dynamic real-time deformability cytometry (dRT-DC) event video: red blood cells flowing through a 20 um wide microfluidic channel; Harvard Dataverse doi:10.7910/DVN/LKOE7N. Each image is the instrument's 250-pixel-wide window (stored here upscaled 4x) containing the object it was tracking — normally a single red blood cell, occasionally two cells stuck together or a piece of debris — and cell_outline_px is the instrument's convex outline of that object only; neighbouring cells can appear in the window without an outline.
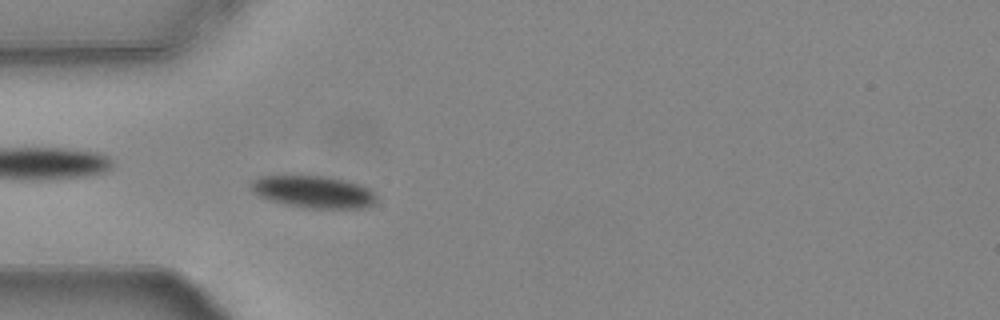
{"species": "common noctule bat (a hibernating species)", "species_latin": "Nyctalus noctula", "temperature_condition": "warm", "stored_images_in_passage": 55, "camera_frame_rate_fps": 3000, "um_per_image_px": 0.085, "animal": {"sex": "female", "body_mass_g": 24.6, "forearm_length_mm": 56.2}, "frame": {"image": 1, "passage_image": 16, "time_ms": 5.0, "image_size_px": [1000, 320], "cell_outline_px": [[376, 204], [368, 208], [304, 208], [272, 200], [260, 196], [252, 188], [252, 180], [260, 176], [324, 176], [344, 180], [360, 184], [368, 188], [376, 196]], "centroid_in_image_um": [26.72, 16.31], "position_along_channel_um": 58.3, "area_um2": 23.24}}
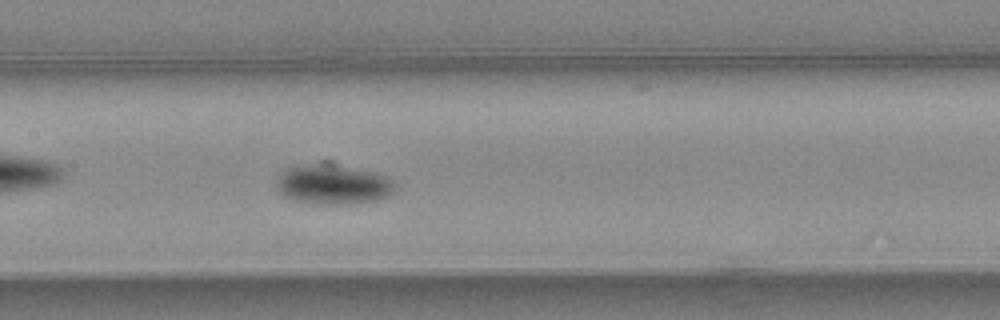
{"frame": {"image": 2, "passage_image": 26, "time_ms": 8.333, "image_size_px": [1000, 320], "cell_outline_px": [[396, 188], [388, 196], [376, 200], [352, 204], [324, 204], [292, 200], [284, 196], [276, 188], [276, 176], [284, 168], [324, 160], [328, 160], [376, 172], [388, 176], [396, 184]], "centroid_in_image_um": [28.29, 15.61], "position_along_channel_um": 179.1, "area_um2": 28.78}}
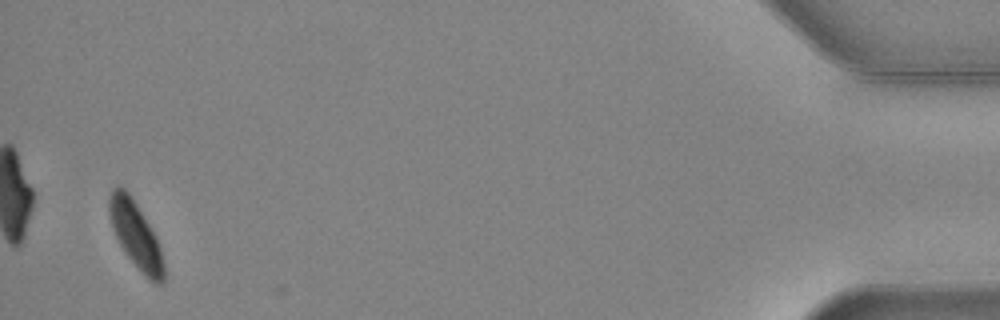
{"frame": {"image": 3, "passage_image": 53, "time_ms": 17.333, "image_size_px": [1000, 320], "cell_outline_px": [[164, 284], [152, 284], [144, 276], [124, 252], [112, 228], [108, 212], [108, 196], [112, 188], [116, 184], [120, 184], [128, 192], [136, 204], [156, 236], [164, 260]], "centroid_in_image_um": [11.53, 19.98], "position_along_channel_um": 423.7, "area_um2": 21.44}, "authors_computed_cell_mechanics": {"area_um2": 22.8888, "velocity_mm_per_s": 3.7143, "shape_relaxation_time_tau1_ms": 1.6715, "shape_relaxation_time_tau2_ms": null, "deformation_change_tau1": 0.1038, "deformation_change_tau2": null}}